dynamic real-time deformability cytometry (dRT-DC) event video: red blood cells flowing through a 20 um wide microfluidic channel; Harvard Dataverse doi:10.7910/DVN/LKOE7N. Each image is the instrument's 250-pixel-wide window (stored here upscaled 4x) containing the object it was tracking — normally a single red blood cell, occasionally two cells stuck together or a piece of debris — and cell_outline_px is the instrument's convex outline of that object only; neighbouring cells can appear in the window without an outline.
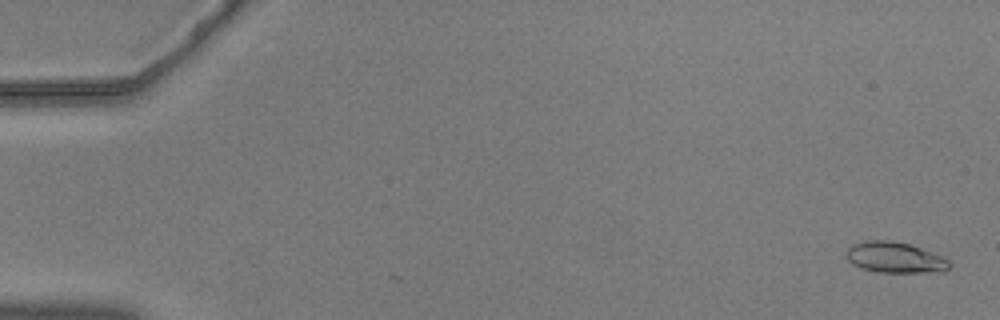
{"species": "common noctule bat (a hibernating species)", "species_latin": "Nyctalus noctula", "temperature_condition": "warm", "stored_images_in_passage": 4, "camera_frame_rate_fps": 3000, "um_per_image_px": 0.085, "animal": {"sex": "male", "body_mass_g": 20.5, "forearm_length_mm": 52.5}, "frame": {"image": 1, "passage_image": 2, "time_ms": 0.333, "image_size_px": [1000, 320], "cell_outline_px": [[952, 264], [944, 272], [876, 272], [860, 268], [852, 264], [848, 260], [848, 248], [852, 244], [864, 240], [892, 240], [912, 244], [932, 252], [948, 260]], "centroid_in_image_um": [76.08, 21.88], "position_along_channel_um": 8.9, "area_um2": 18.67}}